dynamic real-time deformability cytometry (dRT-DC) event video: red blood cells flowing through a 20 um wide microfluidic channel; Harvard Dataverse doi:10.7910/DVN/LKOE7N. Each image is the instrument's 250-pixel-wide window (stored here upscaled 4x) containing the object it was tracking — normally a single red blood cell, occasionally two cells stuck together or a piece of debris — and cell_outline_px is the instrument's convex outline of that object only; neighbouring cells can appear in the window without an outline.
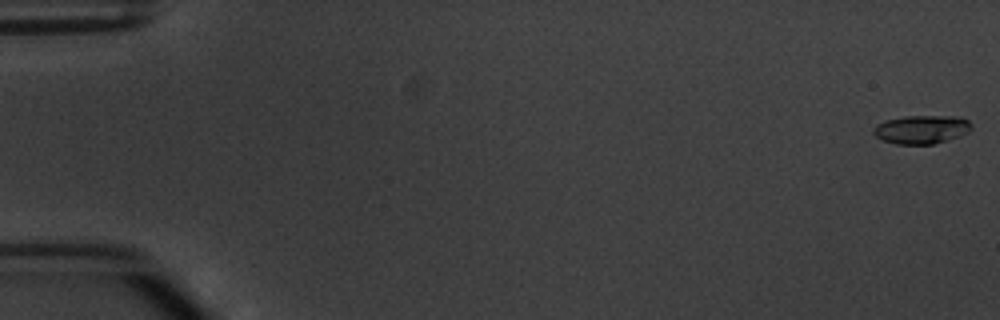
{"species": "common noctule bat (a hibernating species)", "species_latin": "Nyctalus noctula", "temperature_condition": "warm", "stored_images_in_passage": 4, "camera_frame_rate_fps": 3000, "um_per_image_px": 0.085, "animal": {"sex": "male", "body_mass_g": 20.1, "forearm_length_mm": 53.5}, "frame": {"image": 1, "passage_image": 1, "time_ms": 0.0, "image_size_px": [1000, 320], "cell_outline_px": [[972, 128], [968, 132], [960, 136], [948, 140], [932, 144], [896, 144], [880, 140], [872, 132], [872, 128], [876, 124], [884, 120], [904, 116], [952, 116], [968, 120], [972, 124]], "centroid_in_image_um": [78.29, 11.0], "position_along_channel_um": 6.7, "area_um2": 16.47}}